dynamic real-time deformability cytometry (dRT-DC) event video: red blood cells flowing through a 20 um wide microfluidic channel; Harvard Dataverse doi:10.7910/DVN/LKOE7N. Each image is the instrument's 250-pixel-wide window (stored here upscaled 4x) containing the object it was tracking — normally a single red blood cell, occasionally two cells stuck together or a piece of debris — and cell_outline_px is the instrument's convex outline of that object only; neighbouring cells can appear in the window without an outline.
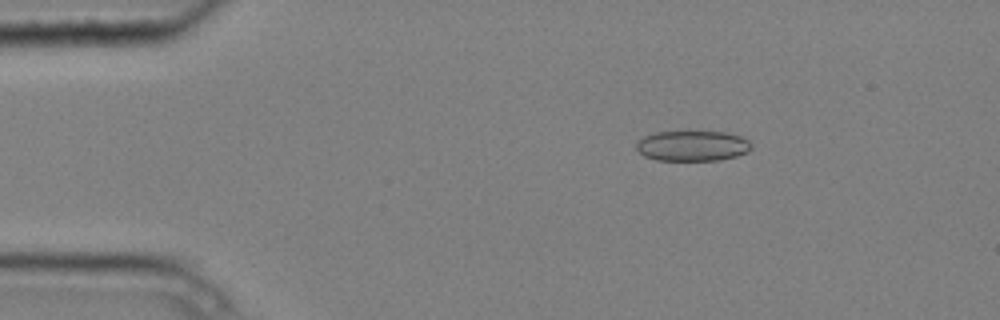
{"species": "common noctule bat (a hibernating species)", "species_latin": "Nyctalus noctula", "temperature_condition": "cold", "stored_images_in_passage": 5, "camera_frame_rate_fps": 3000, "um_per_image_px": 0.085, "animal": {"sex": "male", "body_mass_g": 20.4}, "frame": {"image": 1, "passage_image": 3, "time_ms": 0.667, "image_size_px": [1000, 320], "cell_outline_px": [[752, 148], [748, 152], [736, 156], [720, 160], [656, 160], [644, 156], [636, 148], [636, 140], [644, 136], [656, 132], [688, 128], [724, 132], [740, 136], [748, 140], [752, 144]], "centroid_in_image_um": [58.84, 12.34], "position_along_channel_um": 26.2, "area_um2": 21.39}}
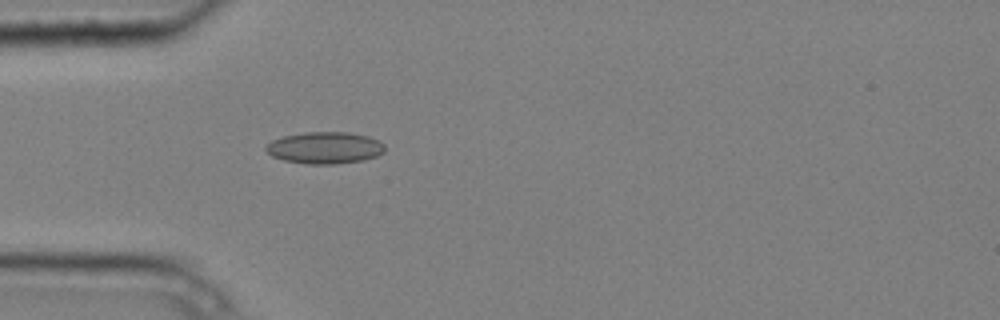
{"frame": {"image": 2, "passage_image": 5, "time_ms": 1.333, "image_size_px": [1000, 320], "cell_outline_px": [[384, 152], [376, 156], [364, 160], [336, 164], [304, 164], [284, 160], [272, 156], [264, 148], [272, 140], [284, 136], [304, 132], [348, 132], [368, 136], [380, 140], [384, 144]], "centroid_in_image_um": [27.63, 12.56], "position_along_channel_um": 57.4, "area_um2": 22.14}}